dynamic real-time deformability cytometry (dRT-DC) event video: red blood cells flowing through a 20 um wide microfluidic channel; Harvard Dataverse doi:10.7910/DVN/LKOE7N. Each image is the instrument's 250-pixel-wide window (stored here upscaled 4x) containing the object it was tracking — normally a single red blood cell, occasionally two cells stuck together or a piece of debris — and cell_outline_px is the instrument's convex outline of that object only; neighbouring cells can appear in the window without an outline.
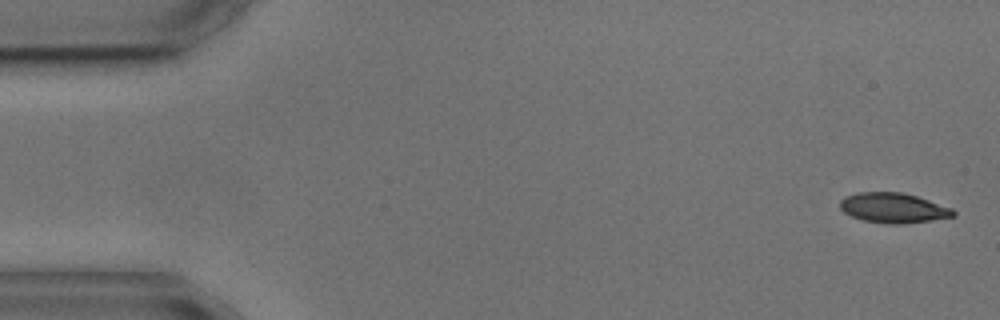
{"species": "common noctule bat (a hibernating species)", "species_latin": "Nyctalus noctula", "temperature_condition": "cold", "stored_images_in_passage": 6, "camera_frame_rate_fps": 3000, "um_per_image_px": 0.085, "animal": {"sex": "male", "body_mass_g": 17.9, "forearm_length_mm": 54.2}, "frame": {"image": 1, "passage_image": 1, "time_ms": 0.0, "image_size_px": [1000, 320], "cell_outline_px": [[956, 216], [932, 220], [904, 224], [888, 224], [864, 220], [852, 216], [844, 212], [840, 208], [840, 200], [844, 196], [856, 192], [900, 192], [916, 196], [952, 208], [956, 212]], "centroid_in_image_um": [75.93, 17.67], "position_along_channel_um": 9.1, "area_um2": 19.83}}
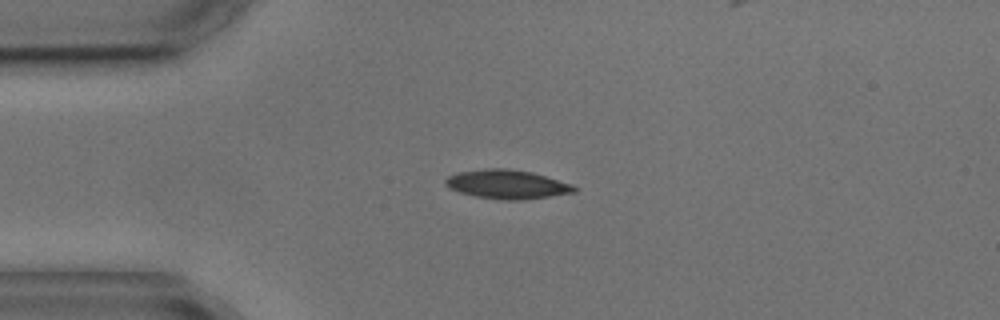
{"frame": {"image": 2, "passage_image": 4, "time_ms": 3.667, "image_size_px": [1000, 320], "cell_outline_px": [[576, 192], [520, 200], [500, 200], [476, 196], [460, 192], [448, 188], [444, 184], [444, 180], [448, 176], [456, 172], [488, 168], [504, 168], [532, 172], [572, 184], [576, 188]], "centroid_in_image_um": [43.05, 15.66], "position_along_channel_um": 41.9, "area_um2": 21.68}}